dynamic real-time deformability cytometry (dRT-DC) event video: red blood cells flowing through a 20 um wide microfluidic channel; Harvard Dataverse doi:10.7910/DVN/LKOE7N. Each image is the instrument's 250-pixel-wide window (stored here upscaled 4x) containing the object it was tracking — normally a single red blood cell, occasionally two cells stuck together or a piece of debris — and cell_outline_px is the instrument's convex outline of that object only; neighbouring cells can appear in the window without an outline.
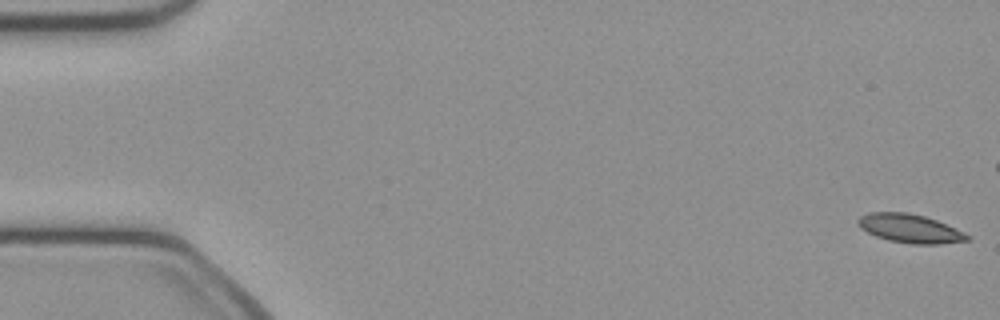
{"species": "common noctule bat (a hibernating species)", "species_latin": "Nyctalus noctula", "temperature_condition": "cold", "stored_images_in_passage": 51, "camera_frame_rate_fps": 3000, "um_per_image_px": 0.085, "animal": {"sex": "female", "body_mass_g": 21.9}, "frame": {"image": 1, "passage_image": 1, "time_ms": 0.0, "image_size_px": [1000, 320], "cell_outline_px": [[972, 236], [968, 240], [940, 244], [912, 244], [888, 240], [876, 236], [860, 228], [856, 220], [860, 216], [868, 212], [908, 212], [924, 216], [936, 220], [964, 232]], "centroid_in_image_um": [77.33, 19.42], "position_along_channel_um": 7.7, "area_um2": 18.26}}
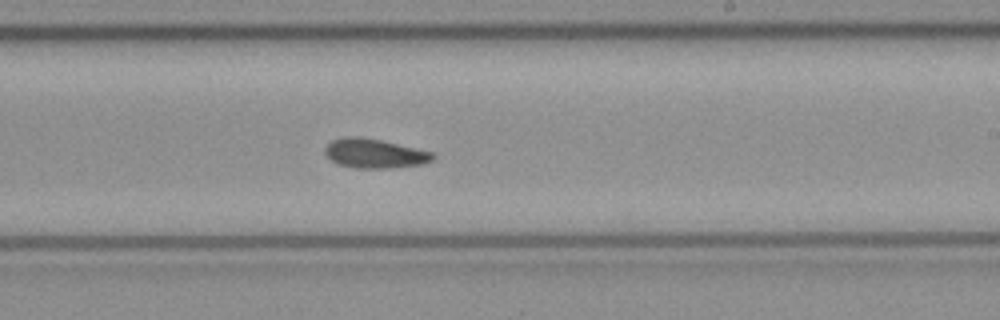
{"frame": {"image": 2, "passage_image": 30, "time_ms": 9.667, "image_size_px": [1000, 320], "cell_outline_px": [[436, 156], [432, 160], [420, 164], [392, 168], [356, 168], [336, 164], [324, 152], [324, 148], [332, 140], [344, 136], [360, 136], [380, 140], [432, 152]], "centroid_in_image_um": [31.8, 13.04], "position_along_channel_um": 257.2, "area_um2": 18.32}}
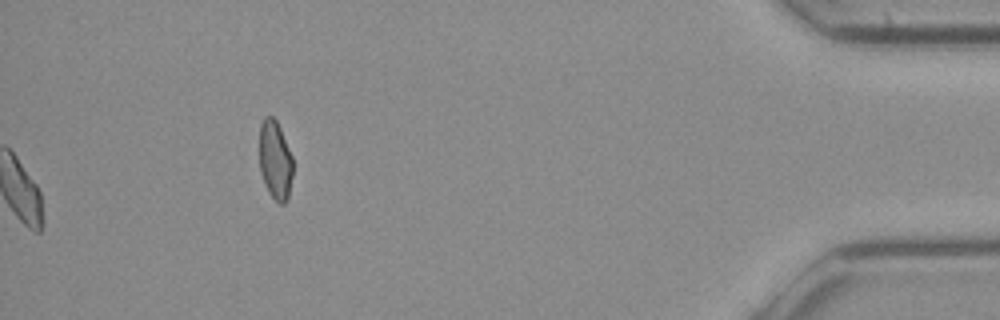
{"frame": {"image": 3, "passage_image": 51, "time_ms": 16.667, "image_size_px": [1000, 320], "cell_outline_px": [[292, 176], [288, 196], [284, 204], [280, 204], [268, 192], [264, 184], [260, 172], [260, 124], [264, 116], [272, 116], [276, 120], [280, 128], [292, 156]], "centroid_in_image_um": [23.38, 13.6], "position_along_channel_um": 411.8, "area_um2": 15.32}, "authors_computed_cell_mechanics": {"area_um2": 18.1492, "velocity_mm_per_s": 4.0884, "shape_relaxation_time_tau1_ms": null, "shape_relaxation_time_tau2_ms": 7.9141, "deformation_change_tau1": null, "deformation_change_tau2": 0.1261}}